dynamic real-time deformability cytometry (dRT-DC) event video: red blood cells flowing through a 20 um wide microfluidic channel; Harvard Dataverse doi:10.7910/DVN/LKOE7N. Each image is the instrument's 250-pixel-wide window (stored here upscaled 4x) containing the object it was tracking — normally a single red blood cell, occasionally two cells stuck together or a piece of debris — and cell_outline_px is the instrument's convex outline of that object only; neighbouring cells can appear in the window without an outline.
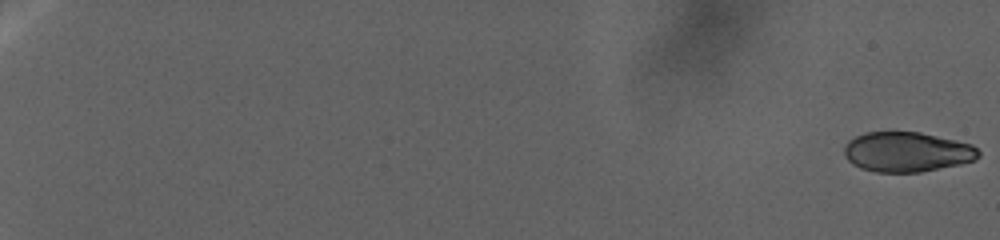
{"species": "human", "species_latin": "Homo sapiens", "temperature_condition": "warm", "stored_images_in_passage": 194, "camera_frame_rate_fps": 3000, "um_per_image_px": 0.085, "donor": {"sex": "female"}, "frame": {"image": 1, "passage_image": 2, "time_ms": 0.333, "image_size_px": [1000, 240], "cell_outline_px": [[980, 156], [976, 160], [960, 164], [920, 172], [876, 172], [860, 168], [852, 164], [848, 160], [844, 152], [844, 148], [848, 140], [864, 132], [920, 132], [972, 144], [980, 152]], "centroid_in_image_um": [77.09, 12.91], "position_along_channel_um": 7.9, "area_um2": 31.27}}
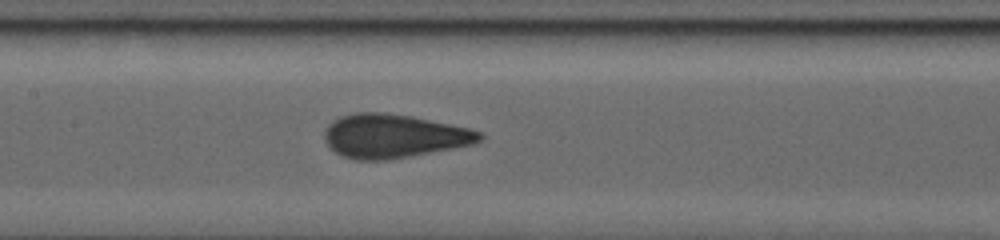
{"frame": {"image": 2, "passage_image": 112, "time_ms": 35.333, "image_size_px": [1000, 240], "cell_outline_px": [[484, 136], [476, 144], [388, 160], [356, 160], [340, 156], [324, 140], [324, 132], [328, 124], [332, 120], [340, 116], [356, 112], [384, 112], [412, 116], [468, 128], [480, 132]], "centroid_in_image_um": [33.44, 11.56], "position_along_channel_um": 174.0, "area_um2": 39.65}}
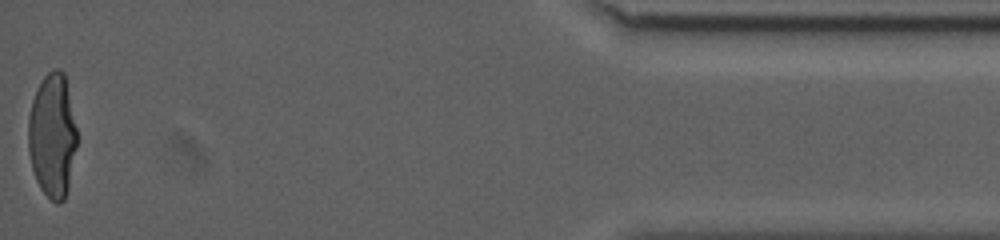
{"frame": {"image": 3, "passage_image": 194, "time_ms": 60.333, "image_size_px": [1000, 240], "cell_outline_px": [[76, 148], [68, 188], [64, 200], [60, 204], [56, 204], [40, 188], [36, 180], [32, 168], [28, 152], [28, 116], [32, 100], [36, 88], [44, 76], [52, 68], [56, 68], [64, 72], [76, 128]], "centroid_in_image_um": [4.43, 11.52], "position_along_channel_um": 430.8, "area_um2": 35.26}}